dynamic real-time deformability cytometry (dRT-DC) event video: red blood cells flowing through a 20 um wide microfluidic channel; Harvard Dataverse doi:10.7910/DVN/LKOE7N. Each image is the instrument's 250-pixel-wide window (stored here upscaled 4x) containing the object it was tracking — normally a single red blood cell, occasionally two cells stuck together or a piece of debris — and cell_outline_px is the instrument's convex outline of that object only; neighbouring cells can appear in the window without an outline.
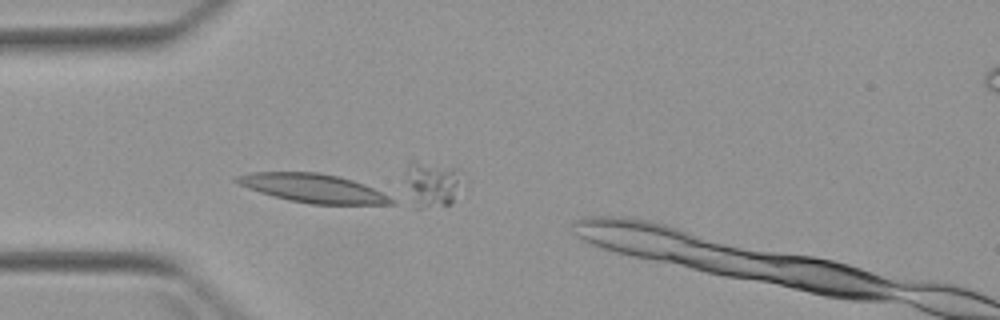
{"species": "Egyptian fruit bat (a non-hibernating species)", "species_latin": "Rousettus aegyptiacus", "temperature_condition": "warm", "stored_images_in_passage": 4, "camera_frame_rate_fps": 3000, "um_per_image_px": 0.085, "animal": {"sex": "female"}, "frame": {"image": 1, "passage_image": 2, "time_ms": 2.333, "image_size_px": [1000, 320], "cell_outline_px": [[396, 204], [312, 204], [288, 200], [260, 192], [248, 188], [232, 180], [232, 176], [252, 172], [320, 172], [352, 180], [364, 184], [396, 200]], "centroid_in_image_um": [26.57, 15.99], "position_along_channel_um": 58.4, "area_um2": 25.72}}